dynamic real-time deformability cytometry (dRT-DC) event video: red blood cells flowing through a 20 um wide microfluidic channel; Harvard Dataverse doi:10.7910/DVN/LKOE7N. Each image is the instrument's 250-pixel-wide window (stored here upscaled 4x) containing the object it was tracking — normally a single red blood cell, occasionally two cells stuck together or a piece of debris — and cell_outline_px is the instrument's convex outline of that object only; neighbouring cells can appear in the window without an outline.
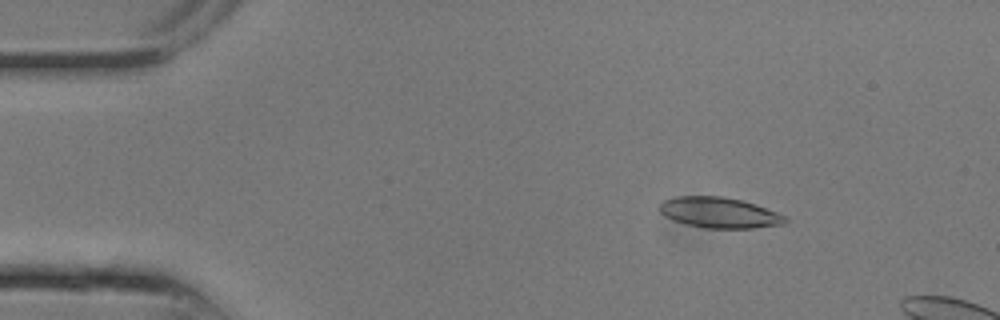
{"species": "common noctule bat (a hibernating species)", "species_latin": "Nyctalus noctula", "temperature_condition": "room temperature", "stored_images_in_passage": 5, "camera_frame_rate_fps": 3000, "um_per_image_px": 0.085, "animal": {"sex": "male", "body_mass_g": 13.3}, "frame": {"image": 1, "passage_image": 2, "time_ms": 0.333, "image_size_px": [1000, 320], "cell_outline_px": [[788, 220], [784, 224], [752, 228], [704, 228], [672, 220], [664, 216], [660, 212], [660, 204], [664, 200], [676, 196], [720, 196], [740, 200], [756, 204], [776, 212], [784, 216]], "centroid_in_image_um": [61.12, 18.07], "position_along_channel_um": 23.9, "area_um2": 22.31}}